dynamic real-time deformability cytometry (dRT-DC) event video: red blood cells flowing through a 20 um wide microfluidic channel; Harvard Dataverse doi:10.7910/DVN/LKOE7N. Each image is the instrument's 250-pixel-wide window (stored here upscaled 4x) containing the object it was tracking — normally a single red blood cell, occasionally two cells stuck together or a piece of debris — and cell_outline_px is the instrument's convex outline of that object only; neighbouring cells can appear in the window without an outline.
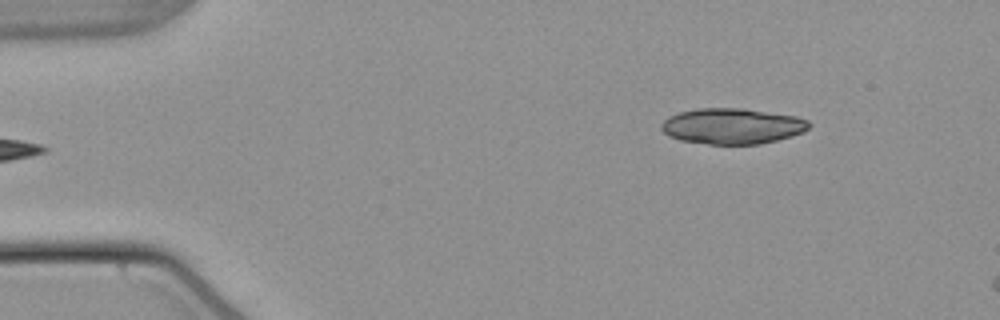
{"species": "common noctule bat (a hibernating species)", "species_latin": "Nyctalus noctula", "temperature_condition": "warm", "stored_images_in_passage": 8, "camera_frame_rate_fps": 3000, "um_per_image_px": 0.085, "animal": {"sex": "male", "body_mass_g": 21.5, "forearm_length_mm": 52.0}, "frame": {"image": 1, "passage_image": 1, "time_ms": 0.0, "image_size_px": [1000, 320], "cell_outline_px": [[812, 124], [804, 132], [792, 136], [760, 144], [708, 144], [680, 140], [668, 136], [660, 128], [660, 124], [668, 116], [680, 112], [696, 108], [744, 108], [796, 116], [808, 120]], "centroid_in_image_um": [62.24, 10.71], "position_along_channel_um": 22.8, "area_um2": 30.98}}